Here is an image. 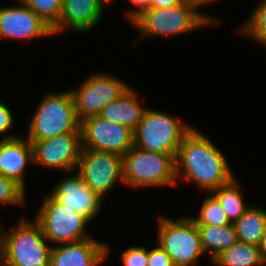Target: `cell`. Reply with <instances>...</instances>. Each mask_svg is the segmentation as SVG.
<instances>
[{
	"label": "cell",
	"mask_w": 266,
	"mask_h": 266,
	"mask_svg": "<svg viewBox=\"0 0 266 266\" xmlns=\"http://www.w3.org/2000/svg\"><path fill=\"white\" fill-rule=\"evenodd\" d=\"M175 172L177 180L179 176L185 177L207 192L226 185L235 177L221 150L195 128L184 137L177 150Z\"/></svg>",
	"instance_id": "1"
},
{
	"label": "cell",
	"mask_w": 266,
	"mask_h": 266,
	"mask_svg": "<svg viewBox=\"0 0 266 266\" xmlns=\"http://www.w3.org/2000/svg\"><path fill=\"white\" fill-rule=\"evenodd\" d=\"M47 241L36 220L21 218L12 230L0 232V265L50 266L52 246Z\"/></svg>",
	"instance_id": "2"
},
{
	"label": "cell",
	"mask_w": 266,
	"mask_h": 266,
	"mask_svg": "<svg viewBox=\"0 0 266 266\" xmlns=\"http://www.w3.org/2000/svg\"><path fill=\"white\" fill-rule=\"evenodd\" d=\"M80 124L70 90L47 93L32 115L26 138L42 141L65 133H81Z\"/></svg>",
	"instance_id": "3"
},
{
	"label": "cell",
	"mask_w": 266,
	"mask_h": 266,
	"mask_svg": "<svg viewBox=\"0 0 266 266\" xmlns=\"http://www.w3.org/2000/svg\"><path fill=\"white\" fill-rule=\"evenodd\" d=\"M217 21L219 20L202 15L194 6L183 2L173 7L145 10L132 24L140 30L139 38L144 39L147 36L181 35Z\"/></svg>",
	"instance_id": "4"
},
{
	"label": "cell",
	"mask_w": 266,
	"mask_h": 266,
	"mask_svg": "<svg viewBox=\"0 0 266 266\" xmlns=\"http://www.w3.org/2000/svg\"><path fill=\"white\" fill-rule=\"evenodd\" d=\"M175 156L133 146L123 155L124 184L135 188L177 185Z\"/></svg>",
	"instance_id": "5"
},
{
	"label": "cell",
	"mask_w": 266,
	"mask_h": 266,
	"mask_svg": "<svg viewBox=\"0 0 266 266\" xmlns=\"http://www.w3.org/2000/svg\"><path fill=\"white\" fill-rule=\"evenodd\" d=\"M193 129L181 119L147 108L133 130L134 146L152 152L176 154L184 137Z\"/></svg>",
	"instance_id": "6"
},
{
	"label": "cell",
	"mask_w": 266,
	"mask_h": 266,
	"mask_svg": "<svg viewBox=\"0 0 266 266\" xmlns=\"http://www.w3.org/2000/svg\"><path fill=\"white\" fill-rule=\"evenodd\" d=\"M158 223V245L171 257L174 266H196L205 254L196 222L191 217L173 220L160 216Z\"/></svg>",
	"instance_id": "7"
},
{
	"label": "cell",
	"mask_w": 266,
	"mask_h": 266,
	"mask_svg": "<svg viewBox=\"0 0 266 266\" xmlns=\"http://www.w3.org/2000/svg\"><path fill=\"white\" fill-rule=\"evenodd\" d=\"M36 215L35 220L41 225L45 238L58 245L90 238L85 233L89 222L51 194L44 198Z\"/></svg>",
	"instance_id": "8"
},
{
	"label": "cell",
	"mask_w": 266,
	"mask_h": 266,
	"mask_svg": "<svg viewBox=\"0 0 266 266\" xmlns=\"http://www.w3.org/2000/svg\"><path fill=\"white\" fill-rule=\"evenodd\" d=\"M76 172L84 183L96 192L102 199L115 182L123 177V156L106 151L82 148Z\"/></svg>",
	"instance_id": "9"
},
{
	"label": "cell",
	"mask_w": 266,
	"mask_h": 266,
	"mask_svg": "<svg viewBox=\"0 0 266 266\" xmlns=\"http://www.w3.org/2000/svg\"><path fill=\"white\" fill-rule=\"evenodd\" d=\"M130 86L109 74H93L78 89H71L76 114L82 120L97 116L113 100L124 94Z\"/></svg>",
	"instance_id": "10"
},
{
	"label": "cell",
	"mask_w": 266,
	"mask_h": 266,
	"mask_svg": "<svg viewBox=\"0 0 266 266\" xmlns=\"http://www.w3.org/2000/svg\"><path fill=\"white\" fill-rule=\"evenodd\" d=\"M82 148L113 152L123 156L134 146L130 127L92 116L81 121Z\"/></svg>",
	"instance_id": "11"
},
{
	"label": "cell",
	"mask_w": 266,
	"mask_h": 266,
	"mask_svg": "<svg viewBox=\"0 0 266 266\" xmlns=\"http://www.w3.org/2000/svg\"><path fill=\"white\" fill-rule=\"evenodd\" d=\"M30 142L33 163L65 172L76 170L82 149L81 133H65L52 139Z\"/></svg>",
	"instance_id": "12"
},
{
	"label": "cell",
	"mask_w": 266,
	"mask_h": 266,
	"mask_svg": "<svg viewBox=\"0 0 266 266\" xmlns=\"http://www.w3.org/2000/svg\"><path fill=\"white\" fill-rule=\"evenodd\" d=\"M0 8V38L2 39H34L52 36V28L48 26L28 6Z\"/></svg>",
	"instance_id": "13"
},
{
	"label": "cell",
	"mask_w": 266,
	"mask_h": 266,
	"mask_svg": "<svg viewBox=\"0 0 266 266\" xmlns=\"http://www.w3.org/2000/svg\"><path fill=\"white\" fill-rule=\"evenodd\" d=\"M51 195L60 203L75 210L88 222L93 221L101 210L103 199L87 186L81 176L65 177L56 184Z\"/></svg>",
	"instance_id": "14"
},
{
	"label": "cell",
	"mask_w": 266,
	"mask_h": 266,
	"mask_svg": "<svg viewBox=\"0 0 266 266\" xmlns=\"http://www.w3.org/2000/svg\"><path fill=\"white\" fill-rule=\"evenodd\" d=\"M107 244L86 238L53 246L50 266H98L109 255Z\"/></svg>",
	"instance_id": "15"
},
{
	"label": "cell",
	"mask_w": 266,
	"mask_h": 266,
	"mask_svg": "<svg viewBox=\"0 0 266 266\" xmlns=\"http://www.w3.org/2000/svg\"><path fill=\"white\" fill-rule=\"evenodd\" d=\"M109 0H63L59 22L52 28L53 35L61 33L65 26L76 32H86L101 20L105 4Z\"/></svg>",
	"instance_id": "16"
},
{
	"label": "cell",
	"mask_w": 266,
	"mask_h": 266,
	"mask_svg": "<svg viewBox=\"0 0 266 266\" xmlns=\"http://www.w3.org/2000/svg\"><path fill=\"white\" fill-rule=\"evenodd\" d=\"M0 140V174L16 181L25 189L24 171L33 163V148L27 138L3 135Z\"/></svg>",
	"instance_id": "17"
},
{
	"label": "cell",
	"mask_w": 266,
	"mask_h": 266,
	"mask_svg": "<svg viewBox=\"0 0 266 266\" xmlns=\"http://www.w3.org/2000/svg\"><path fill=\"white\" fill-rule=\"evenodd\" d=\"M130 87L119 98L107 104L98 114L102 119L130 127L134 130L141 122L147 108L142 107L139 98Z\"/></svg>",
	"instance_id": "18"
},
{
	"label": "cell",
	"mask_w": 266,
	"mask_h": 266,
	"mask_svg": "<svg viewBox=\"0 0 266 266\" xmlns=\"http://www.w3.org/2000/svg\"><path fill=\"white\" fill-rule=\"evenodd\" d=\"M200 233L203 251H210L213 261L223 251L238 242L234 223L226 226L197 225Z\"/></svg>",
	"instance_id": "19"
},
{
	"label": "cell",
	"mask_w": 266,
	"mask_h": 266,
	"mask_svg": "<svg viewBox=\"0 0 266 266\" xmlns=\"http://www.w3.org/2000/svg\"><path fill=\"white\" fill-rule=\"evenodd\" d=\"M234 226L238 241L258 246L266 232V210L250 205Z\"/></svg>",
	"instance_id": "20"
},
{
	"label": "cell",
	"mask_w": 266,
	"mask_h": 266,
	"mask_svg": "<svg viewBox=\"0 0 266 266\" xmlns=\"http://www.w3.org/2000/svg\"><path fill=\"white\" fill-rule=\"evenodd\" d=\"M212 262L217 266H260L265 264L258 246L238 241Z\"/></svg>",
	"instance_id": "21"
},
{
	"label": "cell",
	"mask_w": 266,
	"mask_h": 266,
	"mask_svg": "<svg viewBox=\"0 0 266 266\" xmlns=\"http://www.w3.org/2000/svg\"><path fill=\"white\" fill-rule=\"evenodd\" d=\"M211 193L218 199L231 223H235L250 207L244 203L243 194L235 177Z\"/></svg>",
	"instance_id": "22"
},
{
	"label": "cell",
	"mask_w": 266,
	"mask_h": 266,
	"mask_svg": "<svg viewBox=\"0 0 266 266\" xmlns=\"http://www.w3.org/2000/svg\"><path fill=\"white\" fill-rule=\"evenodd\" d=\"M197 225L226 226L232 224L226 216L218 199L210 192L204 198L199 217H192Z\"/></svg>",
	"instance_id": "23"
},
{
	"label": "cell",
	"mask_w": 266,
	"mask_h": 266,
	"mask_svg": "<svg viewBox=\"0 0 266 266\" xmlns=\"http://www.w3.org/2000/svg\"><path fill=\"white\" fill-rule=\"evenodd\" d=\"M28 6L48 26L53 28L60 19L63 0H18Z\"/></svg>",
	"instance_id": "24"
},
{
	"label": "cell",
	"mask_w": 266,
	"mask_h": 266,
	"mask_svg": "<svg viewBox=\"0 0 266 266\" xmlns=\"http://www.w3.org/2000/svg\"><path fill=\"white\" fill-rule=\"evenodd\" d=\"M243 35L251 36L257 42L266 44V0H261L249 20L240 28Z\"/></svg>",
	"instance_id": "25"
},
{
	"label": "cell",
	"mask_w": 266,
	"mask_h": 266,
	"mask_svg": "<svg viewBox=\"0 0 266 266\" xmlns=\"http://www.w3.org/2000/svg\"><path fill=\"white\" fill-rule=\"evenodd\" d=\"M25 200V189L11 178L0 174V203L21 205Z\"/></svg>",
	"instance_id": "26"
},
{
	"label": "cell",
	"mask_w": 266,
	"mask_h": 266,
	"mask_svg": "<svg viewBox=\"0 0 266 266\" xmlns=\"http://www.w3.org/2000/svg\"><path fill=\"white\" fill-rule=\"evenodd\" d=\"M149 250L143 246H133L121 253L124 266H148Z\"/></svg>",
	"instance_id": "27"
},
{
	"label": "cell",
	"mask_w": 266,
	"mask_h": 266,
	"mask_svg": "<svg viewBox=\"0 0 266 266\" xmlns=\"http://www.w3.org/2000/svg\"><path fill=\"white\" fill-rule=\"evenodd\" d=\"M148 266H174L171 257L158 244L149 249Z\"/></svg>",
	"instance_id": "28"
},
{
	"label": "cell",
	"mask_w": 266,
	"mask_h": 266,
	"mask_svg": "<svg viewBox=\"0 0 266 266\" xmlns=\"http://www.w3.org/2000/svg\"><path fill=\"white\" fill-rule=\"evenodd\" d=\"M13 115L9 108L0 101V134L6 132L12 127L13 125Z\"/></svg>",
	"instance_id": "29"
},
{
	"label": "cell",
	"mask_w": 266,
	"mask_h": 266,
	"mask_svg": "<svg viewBox=\"0 0 266 266\" xmlns=\"http://www.w3.org/2000/svg\"><path fill=\"white\" fill-rule=\"evenodd\" d=\"M137 8L133 9L132 11H127V17L131 22L138 17L142 12L145 10L150 9V2L151 0H130Z\"/></svg>",
	"instance_id": "30"
},
{
	"label": "cell",
	"mask_w": 266,
	"mask_h": 266,
	"mask_svg": "<svg viewBox=\"0 0 266 266\" xmlns=\"http://www.w3.org/2000/svg\"><path fill=\"white\" fill-rule=\"evenodd\" d=\"M183 3V0H151L150 9L168 8Z\"/></svg>",
	"instance_id": "31"
},
{
	"label": "cell",
	"mask_w": 266,
	"mask_h": 266,
	"mask_svg": "<svg viewBox=\"0 0 266 266\" xmlns=\"http://www.w3.org/2000/svg\"><path fill=\"white\" fill-rule=\"evenodd\" d=\"M213 1L216 2L217 0H183V2L194 6L196 9H198V7H200L202 5L203 6L206 5V3H207V5H208V3H211V2L213 3Z\"/></svg>",
	"instance_id": "32"
},
{
	"label": "cell",
	"mask_w": 266,
	"mask_h": 266,
	"mask_svg": "<svg viewBox=\"0 0 266 266\" xmlns=\"http://www.w3.org/2000/svg\"><path fill=\"white\" fill-rule=\"evenodd\" d=\"M258 248H259V251L261 254V258L264 261V263L266 264V232H265L262 240L260 241Z\"/></svg>",
	"instance_id": "33"
}]
</instances>
